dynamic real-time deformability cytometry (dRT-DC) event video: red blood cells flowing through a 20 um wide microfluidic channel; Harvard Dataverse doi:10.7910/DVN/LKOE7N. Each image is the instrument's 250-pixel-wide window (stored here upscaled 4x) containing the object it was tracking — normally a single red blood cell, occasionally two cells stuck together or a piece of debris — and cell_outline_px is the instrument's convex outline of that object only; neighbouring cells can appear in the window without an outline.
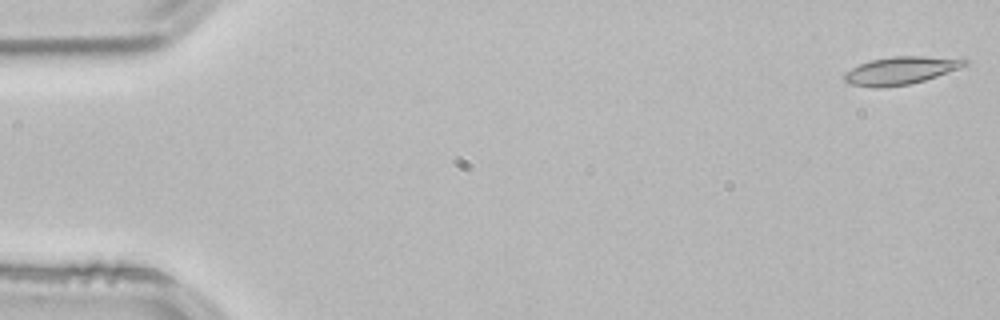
{"species": "common noctule bat (a hibernating species)", "species_latin": "Nyctalus noctula", "temperature_condition": "room temperature", "stored_images_in_passage": 53, "camera_frame_rate_fps": 3000, "um_per_image_px": 0.085, "animal": {"sex": "male", "body_mass_g": 21.5, "forearm_length_mm": 52.0}, "frame": {"image": 1, "passage_image": 1, "time_ms": 0.0, "image_size_px": [1000, 320], "cell_outline_px": [[968, 64], [960, 68], [924, 80], [908, 84], [880, 88], [876, 88], [848, 84], [844, 80], [844, 72], [860, 64], [872, 60], [892, 56], [964, 56], [968, 60]], "centroid_in_image_um": [76.64, 5.97], "position_along_channel_um": 8.4, "area_um2": 19.83}}
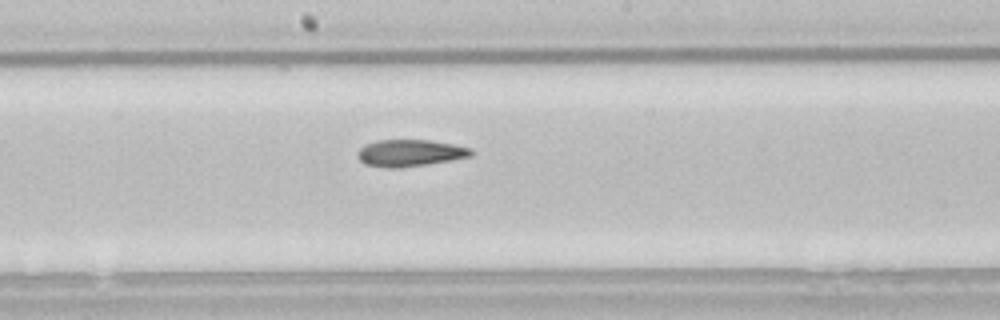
{"frame": {"image": 2, "passage_image": 28, "time_ms": 9.0, "image_size_px": [1000, 320], "cell_outline_px": [[472, 156], [452, 160], [428, 164], [396, 168], [384, 168], [364, 164], [356, 156], [356, 152], [364, 144], [376, 140], [428, 140], [452, 144], [472, 148]], "centroid_in_image_um": [34.8, 13.01], "position_along_channel_um": 213.4, "area_um2": 17.92}}
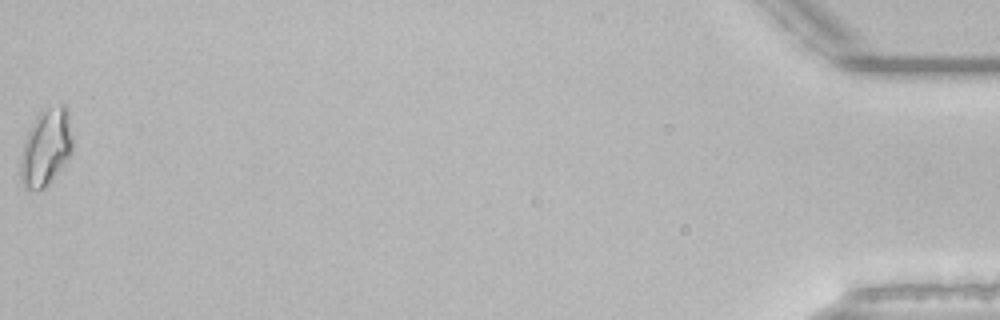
{"frame": {"image": 3, "passage_image": 53, "time_ms": 17.333, "image_size_px": [1000, 320], "cell_outline_px": [[72, 152], [44, 188], [32, 192], [24, 188], [20, 180], [20, 156], [28, 132], [36, 116], [44, 108], [60, 104], [64, 104], [68, 108], [72, 136]], "centroid_in_image_um": [3.89, 12.52], "position_along_channel_um": 431.3, "area_um2": 23.35}, "authors_computed_cell_mechanics": {"area_um2": 18.3804, "velocity_mm_per_s": 3.8386, "shape_relaxation_time_tau1_ms": null, "shape_relaxation_time_tau2_ms": 5.0757, "deformation_change_tau1": null, "deformation_change_tau2": 0.0933}}